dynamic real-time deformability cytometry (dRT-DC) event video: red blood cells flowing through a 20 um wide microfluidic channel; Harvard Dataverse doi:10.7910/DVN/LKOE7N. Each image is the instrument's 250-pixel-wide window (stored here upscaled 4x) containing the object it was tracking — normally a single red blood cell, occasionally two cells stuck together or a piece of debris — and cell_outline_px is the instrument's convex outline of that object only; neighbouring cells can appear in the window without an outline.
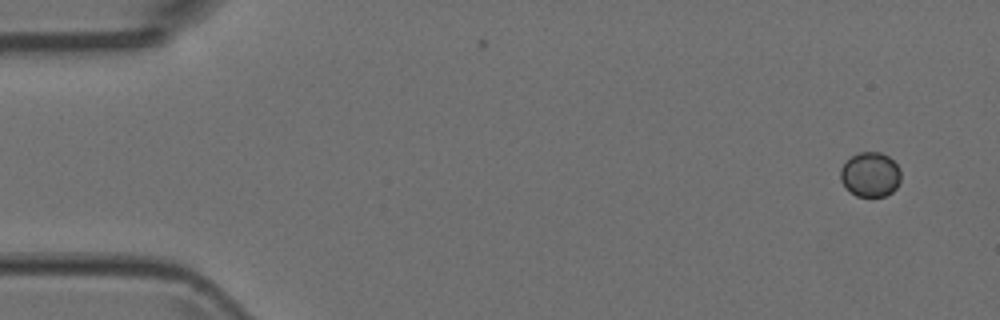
{"species": "Egyptian fruit bat (a non-hibernating species)", "species_latin": "Rousettus aegyptiacus", "temperature_condition": "room temperature", "stored_images_in_passage": 4, "camera_frame_rate_fps": 3000, "um_per_image_px": 0.085, "animal": {"sex": "female"}, "frame": {"image": 1, "passage_image": 1, "time_ms": 0.0, "image_size_px": [1000, 320], "cell_outline_px": [[900, 180], [896, 188], [892, 192], [884, 196], [856, 196], [840, 180], [840, 168], [852, 156], [860, 152], [880, 152], [888, 156], [900, 168]], "centroid_in_image_um": [73.99, 14.83], "position_along_channel_um": 11.0, "area_um2": 15.55}}
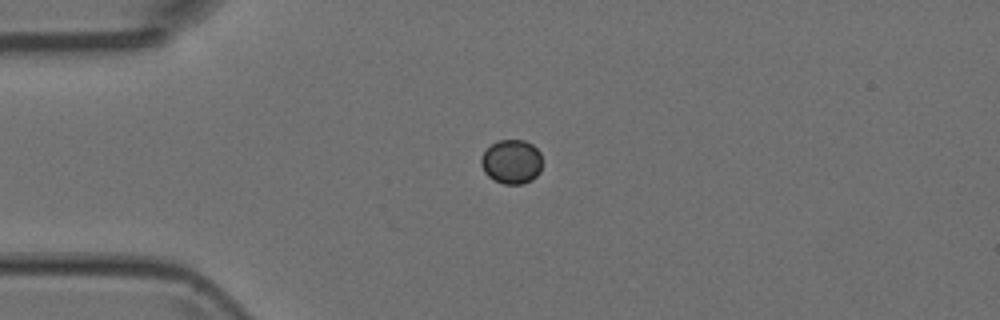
{"frame": {"image": 2, "passage_image": 4, "time_ms": 1.0, "image_size_px": [1000, 320], "cell_outline_px": [[540, 172], [532, 180], [520, 184], [504, 184], [488, 176], [484, 172], [480, 164], [480, 160], [484, 152], [492, 144], [500, 140], [524, 140], [532, 144], [540, 152]], "centroid_in_image_um": [43.48, 13.75], "position_along_channel_um": 41.5, "area_um2": 15.61}}